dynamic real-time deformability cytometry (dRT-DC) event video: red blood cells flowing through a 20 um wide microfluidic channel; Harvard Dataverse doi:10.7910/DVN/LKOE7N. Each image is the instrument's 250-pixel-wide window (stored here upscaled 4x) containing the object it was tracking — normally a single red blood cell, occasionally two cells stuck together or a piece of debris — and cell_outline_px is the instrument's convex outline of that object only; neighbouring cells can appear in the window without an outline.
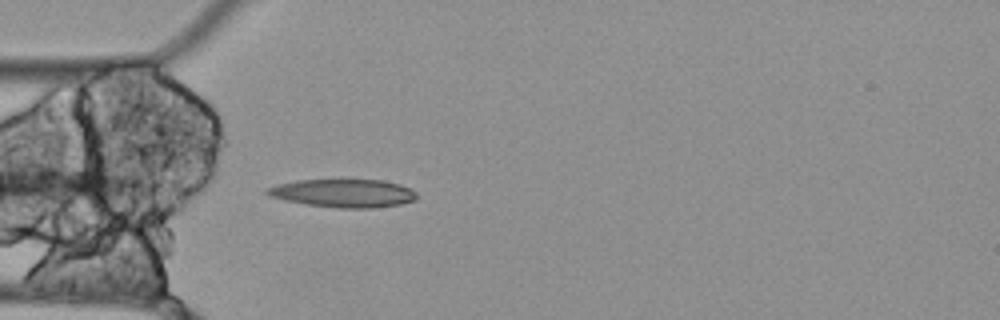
{"species": "Egyptian fruit bat (a non-hibernating species)", "species_latin": "Rousettus aegyptiacus", "temperature_condition": "cold", "stored_images_in_passage": 6, "camera_frame_rate_fps": 3000, "um_per_image_px": 0.085, "animal": {"sex": "female"}, "frame": {"image": 1, "passage_image": 1, "time_ms": 0.0, "image_size_px": [1000, 320], "cell_outline_px": [[416, 200], [400, 204], [372, 208], [340, 208], [308, 204], [284, 200], [272, 196], [264, 192], [268, 188], [280, 184], [296, 180], [384, 180], [400, 184], [416, 192]], "centroid_in_image_um": [29.23, 16.42], "position_along_channel_um": 55.8, "area_um2": 24.28}}
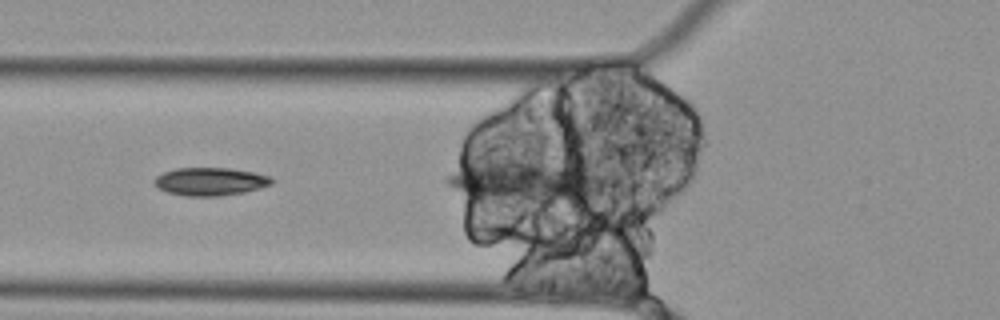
{"frame": {"image": 2, "passage_image": 3, "time_ms": 0.667, "image_size_px": [1000, 320], "cell_outline_px": [[276, 180], [272, 184], [260, 188], [244, 192], [220, 196], [188, 196], [168, 192], [160, 188], [152, 180], [156, 176], [164, 172], [176, 168], [228, 168], [256, 172], [272, 176]], "centroid_in_image_um": [17.94, 15.42], "position_along_channel_um": 107.9, "area_um2": 19.25}}